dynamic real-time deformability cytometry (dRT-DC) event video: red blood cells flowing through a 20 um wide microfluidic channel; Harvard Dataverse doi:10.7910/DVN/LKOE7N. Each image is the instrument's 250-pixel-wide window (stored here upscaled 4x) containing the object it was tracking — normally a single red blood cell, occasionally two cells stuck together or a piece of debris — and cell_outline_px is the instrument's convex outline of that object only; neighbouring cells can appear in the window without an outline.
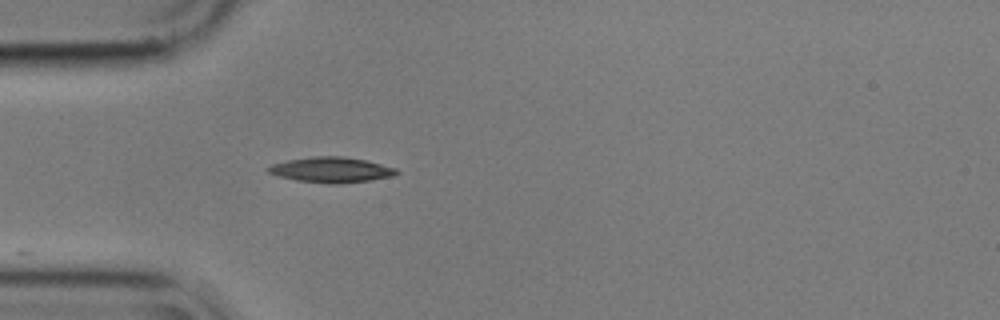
{"species": "common noctule bat (a hibernating species)", "species_latin": "Nyctalus noctula", "temperature_condition": "cold", "stored_images_in_passage": 6, "camera_frame_rate_fps": 3000, "um_per_image_px": 0.085, "animal": {"sex": "male", "body_mass_g": 17.9}, "frame": {"image": 1, "passage_image": 1, "time_ms": 0.0, "image_size_px": [1000, 320], "cell_outline_px": [[400, 172], [396, 176], [372, 180], [340, 184], [328, 184], [296, 180], [276, 176], [268, 172], [264, 168], [272, 164], [288, 160], [312, 156], [344, 156], [364, 160], [396, 168]], "centroid_in_image_um": [28.15, 14.44], "position_along_channel_um": 56.8, "area_um2": 19.25}}
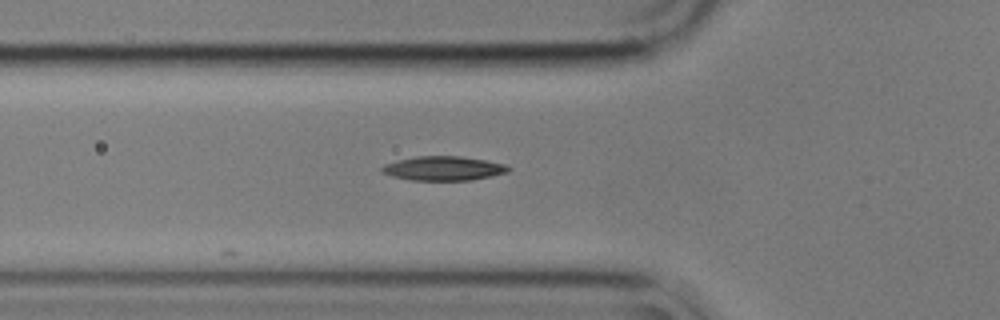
{"frame": {"image": 2, "passage_image": 4, "time_ms": 1.0, "image_size_px": [1000, 320], "cell_outline_px": [[512, 168], [508, 172], [492, 176], [472, 180], [408, 180], [392, 176], [380, 172], [380, 168], [384, 164], [416, 156], [460, 156], [484, 160], [504, 164]], "centroid_in_image_um": [37.68, 14.32], "position_along_channel_um": 88.1, "area_um2": 17.86}}